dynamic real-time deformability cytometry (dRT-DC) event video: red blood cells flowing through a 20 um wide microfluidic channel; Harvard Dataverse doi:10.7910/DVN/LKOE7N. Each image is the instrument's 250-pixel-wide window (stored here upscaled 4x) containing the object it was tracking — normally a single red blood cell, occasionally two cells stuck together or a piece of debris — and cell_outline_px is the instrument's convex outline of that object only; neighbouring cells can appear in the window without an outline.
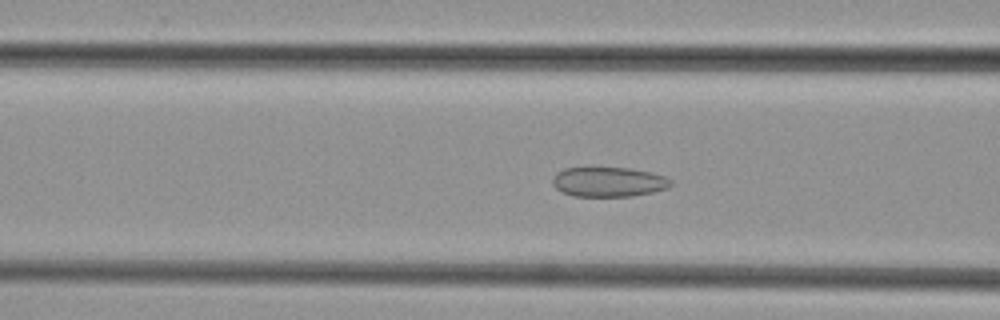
{"species": "common noctule bat (a hibernating species)", "species_latin": "Nyctalus noctula", "temperature_condition": "cold", "stored_images_in_passage": 47, "camera_frame_rate_fps": 3000, "um_per_image_px": 0.085, "animal": {"sex": "female", "body_mass_g": 29.2, "forearm_length_mm": 56.3}, "frame": {"image": 1, "passage_image": 17, "time_ms": 5.333, "image_size_px": [1000, 320], "cell_outline_px": [[672, 184], [668, 188], [652, 192], [632, 196], [572, 196], [556, 188], [552, 184], [552, 176], [556, 172], [564, 168], [632, 168], [652, 172], [664, 176], [672, 180]], "centroid_in_image_um": [51.73, 15.45], "position_along_channel_um": 114.9, "area_um2": 20.58}}
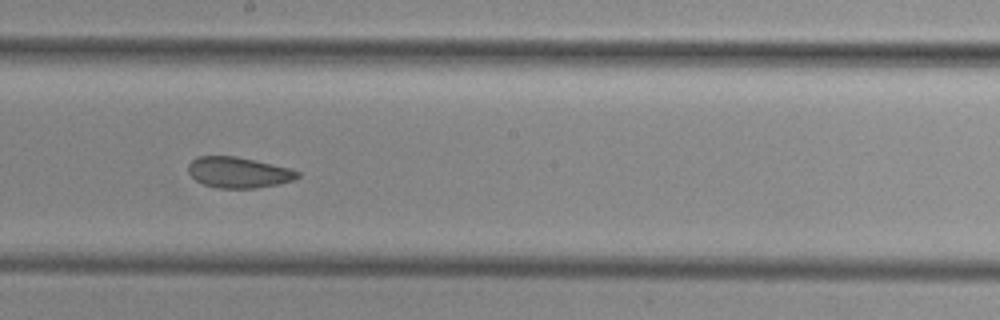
{"frame": {"image": 2, "passage_image": 25, "time_ms": 8.0, "image_size_px": [1000, 320], "cell_outline_px": [[300, 176], [296, 180], [280, 184], [256, 188], [216, 188], [204, 184], [196, 180], [188, 172], [188, 164], [196, 156], [236, 156], [288, 168], [300, 172]], "centroid_in_image_um": [20.28, 14.66], "position_along_channel_um": 227.9, "area_um2": 19.65}}
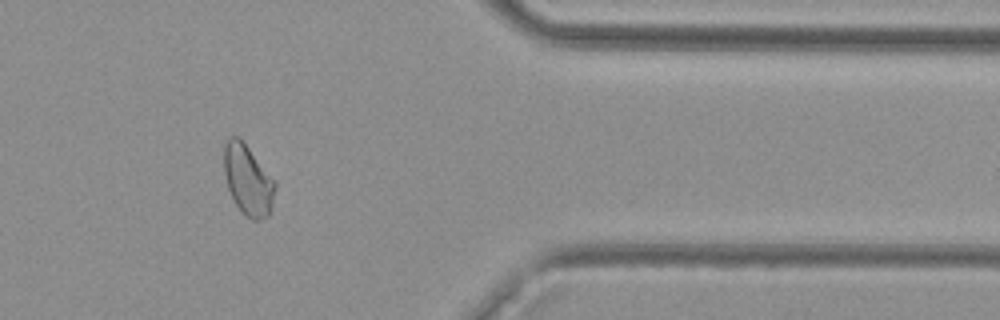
{"frame": {"image": 3, "passage_image": 38, "time_ms": 12.333, "image_size_px": [1000, 320], "cell_outline_px": [[276, 188], [272, 204], [268, 216], [260, 220], [252, 220], [236, 204], [228, 188], [224, 172], [224, 144], [228, 136], [236, 136], [248, 148], [276, 180]], "centroid_in_image_um": [21.09, 15.29], "position_along_channel_um": 390.3, "area_um2": 20.69}}